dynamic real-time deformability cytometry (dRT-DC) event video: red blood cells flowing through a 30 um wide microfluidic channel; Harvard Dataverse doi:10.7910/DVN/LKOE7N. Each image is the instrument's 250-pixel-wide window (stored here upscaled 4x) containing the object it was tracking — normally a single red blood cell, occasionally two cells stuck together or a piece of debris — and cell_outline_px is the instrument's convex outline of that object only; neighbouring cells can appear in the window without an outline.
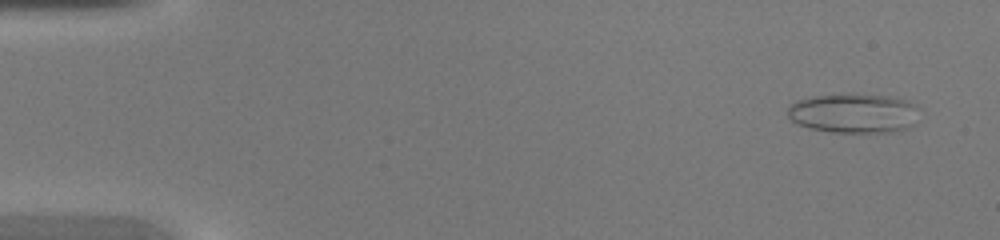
{"species": "common noctule bat (a hibernating species)", "species_latin": "Nyctalus noctula", "temperature_condition": "warm", "stored_images_in_passage": 46, "camera_frame_rate_fps": 3000, "um_per_image_px": 0.085, "animal": {"sex": "female", "body_mass_g": 20.0, "forearm_length_mm": 54.0}, "frame": {"image": 1, "passage_image": 3, "time_ms": 0.667, "image_size_px": [1000, 240], "cell_outline_px": [[920, 108], [916, 124], [908, 128], [892, 132], [832, 132], [808, 128], [796, 124], [788, 116], [788, 108], [796, 100], [808, 96], [888, 96], [908, 100], [916, 104]], "centroid_in_image_um": [72.61, 9.66], "position_along_channel_um": 12.4, "area_um2": 30.17}}
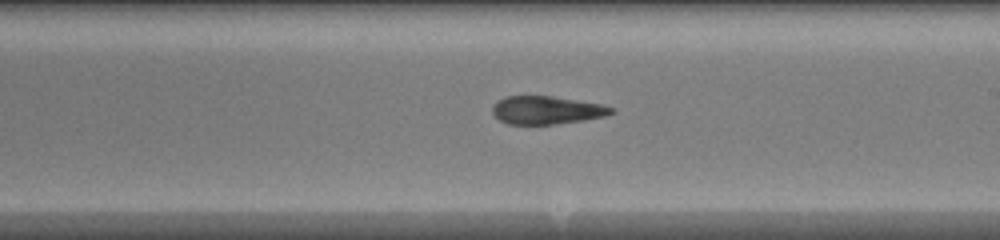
{"frame": {"image": 2, "passage_image": 27, "time_ms": 8.667, "image_size_px": [1000, 240], "cell_outline_px": [[616, 112], [604, 116], [556, 124], [508, 124], [500, 120], [492, 112], [492, 108], [496, 100], [504, 96], [552, 96], [600, 104], [612, 108]], "centroid_in_image_um": [46.41, 9.35], "position_along_channel_um": 242.6, "area_um2": 19.25}}
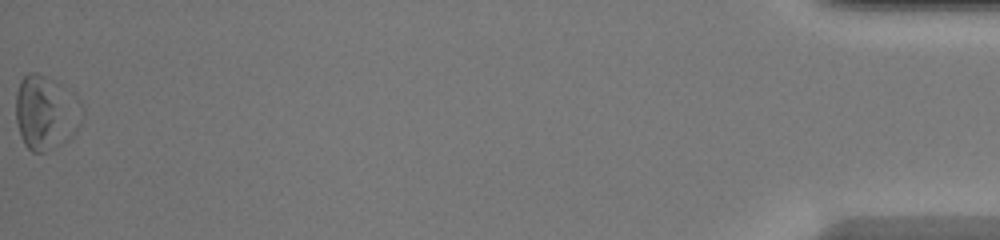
{"frame": {"image": 3, "passage_image": 46, "time_ms": 15.0, "image_size_px": [1000, 240], "cell_outline_px": [[84, 112], [80, 124], [76, 132], [68, 140], [44, 152], [32, 152], [24, 144], [20, 136], [16, 120], [16, 92], [20, 80], [28, 72], [36, 72], [76, 92], [84, 108]], "centroid_in_image_um": [3.93, 9.55], "position_along_channel_um": 431.3, "area_um2": 29.25}}